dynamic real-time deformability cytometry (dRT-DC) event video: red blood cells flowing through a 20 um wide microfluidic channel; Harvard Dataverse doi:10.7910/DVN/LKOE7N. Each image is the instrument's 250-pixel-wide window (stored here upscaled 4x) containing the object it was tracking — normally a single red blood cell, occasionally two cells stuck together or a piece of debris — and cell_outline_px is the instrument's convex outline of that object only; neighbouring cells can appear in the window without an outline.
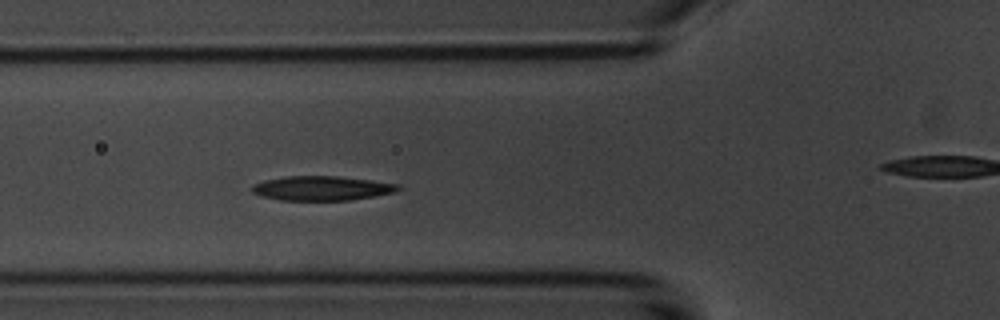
{"species": "common noctule bat (a hibernating species)", "species_latin": "Nyctalus noctula", "temperature_condition": "room temperature", "stored_images_in_passage": 6, "segment_of_instrument_passage": [1, 2], "camera_frame_rate_fps": 3000, "um_per_image_px": 0.085, "animal": {"sex": "male", "body_mass_g": 20.1, "forearm_length_mm": 53.5}, "frame": {"image": 1, "passage_image": 5, "time_ms": 4.333, "image_size_px": [1000, 320], "cell_outline_px": [[400, 188], [392, 192], [352, 200], [280, 200], [260, 196], [252, 192], [252, 184], [264, 180], [284, 176], [336, 176], [372, 180], [400, 184]], "centroid_in_image_um": [27.3, 15.99], "position_along_channel_um": 98.5, "area_um2": 20.75}}